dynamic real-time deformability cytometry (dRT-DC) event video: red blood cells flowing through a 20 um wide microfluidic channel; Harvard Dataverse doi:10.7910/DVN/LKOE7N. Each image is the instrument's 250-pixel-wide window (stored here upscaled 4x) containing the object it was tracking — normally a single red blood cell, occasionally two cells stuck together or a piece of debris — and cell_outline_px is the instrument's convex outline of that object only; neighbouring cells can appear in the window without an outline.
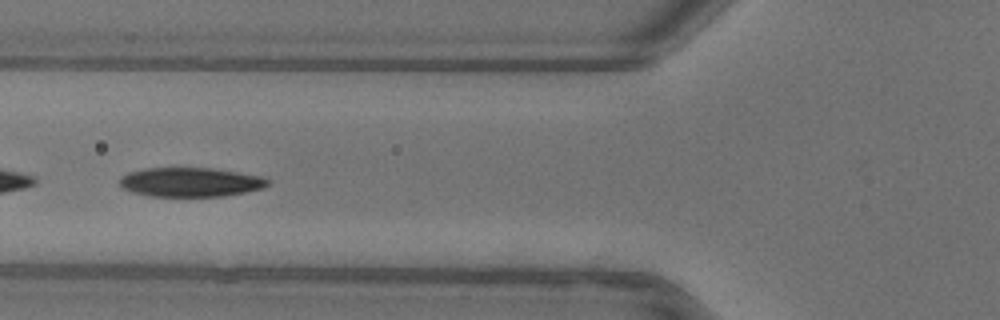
{"species": "common noctule bat (a hibernating species)", "species_latin": "Nyctalus noctula", "temperature_condition": "warm", "stored_images_in_passage": 50, "camera_frame_rate_fps": 3000, "um_per_image_px": 0.085, "animal": {"sex": "female"}, "frame": {"image": 1, "passage_image": 17, "time_ms": 5.333, "image_size_px": [1000, 320], "cell_outline_px": [[268, 184], [264, 188], [224, 196], [148, 196], [132, 192], [120, 188], [120, 176], [128, 172], [144, 168], [212, 168], [264, 176], [268, 180]], "centroid_in_image_um": [16.16, 15.48], "position_along_channel_um": 109.6, "area_um2": 25.37}}
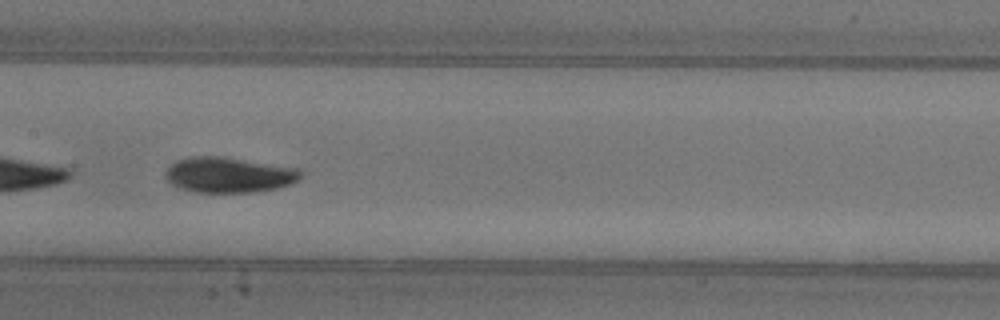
{"frame": {"image": 2, "passage_image": 23, "time_ms": 7.333, "image_size_px": [1000, 320], "cell_outline_px": [[304, 176], [288, 184], [276, 188], [252, 192], [196, 192], [180, 188], [172, 184], [164, 176], [164, 172], [176, 160], [188, 156], [224, 156], [300, 168], [304, 172]], "centroid_in_image_um": [19.46, 14.84], "position_along_channel_um": 187.9, "area_um2": 28.15}, "authors_computed_cell_mechanics": {"area_um2": 27.0504, "velocity_mm_per_s": 3.911, "shape_relaxation_time_tau1_ms": 2.7707, "shape_relaxation_time_tau2_ms": 2.7427, "deformation_change_tau1": 0.1307, "deformation_change_tau2": 0.0689}}